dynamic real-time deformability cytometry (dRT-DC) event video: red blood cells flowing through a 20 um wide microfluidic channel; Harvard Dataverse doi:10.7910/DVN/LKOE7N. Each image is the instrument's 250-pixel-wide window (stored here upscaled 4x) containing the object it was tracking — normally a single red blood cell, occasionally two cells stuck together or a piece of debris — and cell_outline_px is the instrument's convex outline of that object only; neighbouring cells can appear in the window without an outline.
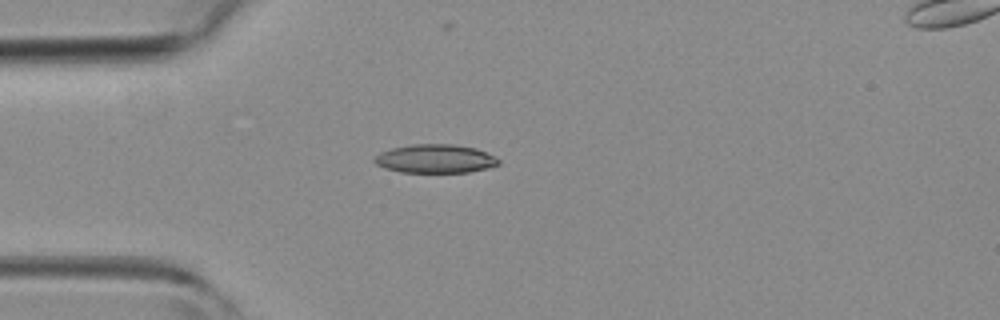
{"species": "common noctule bat (a hibernating species)", "species_latin": "Nyctalus noctula", "temperature_condition": "room temperature", "stored_images_in_passage": 5, "camera_frame_rate_fps": 3000, "um_per_image_px": 0.085, "animal": {"sex": "female", "body_mass_g": 19.3, "forearm_length_mm": 54.1}, "frame": {"image": 1, "passage_image": 4, "time_ms": 4.667, "image_size_px": [1000, 320], "cell_outline_px": [[500, 164], [488, 168], [468, 172], [400, 172], [384, 168], [376, 164], [372, 160], [380, 152], [392, 148], [412, 144], [452, 144], [476, 148], [500, 160]], "centroid_in_image_um": [36.97, 13.49], "position_along_channel_um": 48.0, "area_um2": 20.63}}